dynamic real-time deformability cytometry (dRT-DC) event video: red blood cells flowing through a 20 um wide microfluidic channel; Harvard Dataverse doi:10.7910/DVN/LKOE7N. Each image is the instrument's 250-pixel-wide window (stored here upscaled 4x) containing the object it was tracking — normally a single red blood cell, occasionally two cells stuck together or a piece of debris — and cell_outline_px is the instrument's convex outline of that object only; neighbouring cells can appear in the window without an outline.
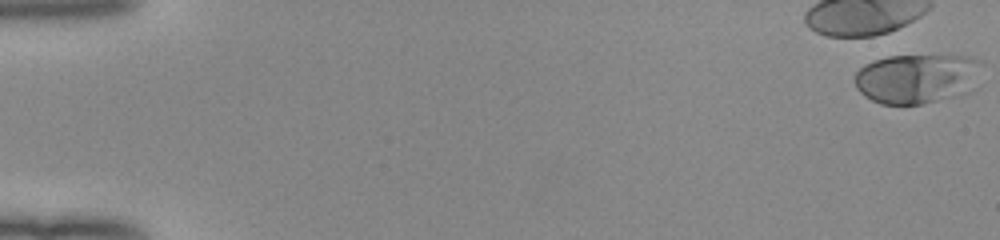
{"species": "human", "species_latin": "Homo sapiens", "temperature_condition": "room temperature", "stored_images_in_passage": 17, "camera_frame_rate_fps": 3000, "um_per_image_px": 0.085, "donor": {"sex": "female"}, "frame": {"image": 1, "passage_image": 1, "time_ms": 0.0, "image_size_px": [1000, 240], "cell_outline_px": [[984, 64], [968, 92], [924, 104], [880, 104], [864, 96], [856, 88], [852, 80], [856, 72], [864, 64], [888, 56], [968, 56], [984, 60]], "centroid_in_image_um": [77.91, 6.67], "position_along_channel_um": 7.1, "area_um2": 36.93}}